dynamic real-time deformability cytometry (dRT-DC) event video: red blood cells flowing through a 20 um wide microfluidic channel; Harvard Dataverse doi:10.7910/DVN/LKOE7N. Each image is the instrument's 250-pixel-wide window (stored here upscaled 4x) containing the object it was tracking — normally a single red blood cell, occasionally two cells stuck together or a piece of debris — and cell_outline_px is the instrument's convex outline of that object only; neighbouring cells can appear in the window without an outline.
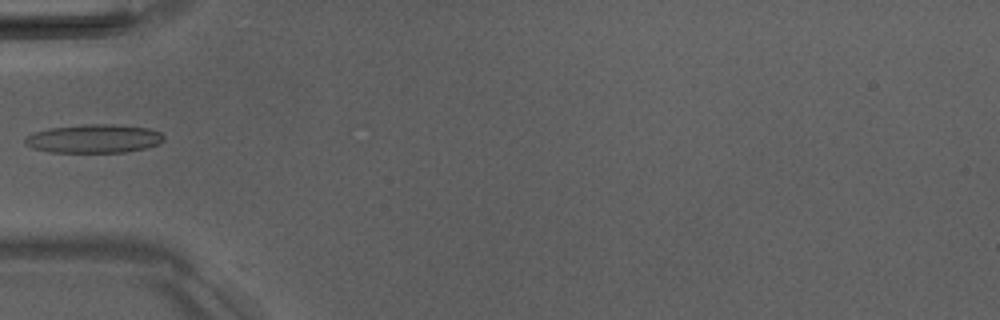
{"species": "Egyptian fruit bat (a non-hibernating species)", "species_latin": "Rousettus aegyptiacus", "temperature_condition": "room temperature", "stored_images_in_passage": 5, "camera_frame_rate_fps": 3000, "um_per_image_px": 0.085, "animal": {"sex": "male"}, "frame": {"image": 1, "passage_image": 5, "time_ms": 4.667, "image_size_px": [1000, 320], "cell_outline_px": [[164, 140], [160, 144], [148, 148], [124, 152], [52, 152], [32, 148], [24, 144], [24, 136], [32, 132], [48, 128], [84, 124], [112, 124], [148, 128], [160, 132], [164, 136]], "centroid_in_image_um": [7.96, 11.78], "position_along_channel_um": 77.0, "area_um2": 23.41}}